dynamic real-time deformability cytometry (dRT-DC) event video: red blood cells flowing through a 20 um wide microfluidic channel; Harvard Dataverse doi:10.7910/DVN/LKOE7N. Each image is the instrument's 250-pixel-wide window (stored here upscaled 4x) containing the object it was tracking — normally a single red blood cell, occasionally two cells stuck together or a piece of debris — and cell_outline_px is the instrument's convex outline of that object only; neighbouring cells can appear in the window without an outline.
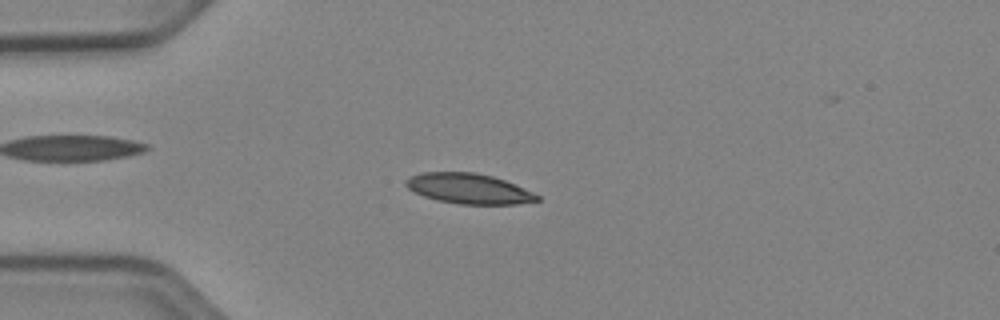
{"species": "Egyptian fruit bat (a non-hibernating species)", "species_latin": "Rousettus aegyptiacus", "temperature_condition": "cold", "stored_images_in_passage": 38, "camera_frame_rate_fps": 3000, "um_per_image_px": 0.085, "animal": {"sex": "female"}, "frame": {"image": 1, "passage_image": 3, "time_ms": 0.667, "image_size_px": [1000, 320], "cell_outline_px": [[540, 200], [516, 204], [460, 204], [436, 200], [424, 196], [408, 188], [404, 184], [404, 180], [408, 176], [420, 172], [476, 172], [492, 176], [504, 180], [532, 192], [540, 196]], "centroid_in_image_um": [39.79, 16.02], "position_along_channel_um": 45.2, "area_um2": 23.12}}
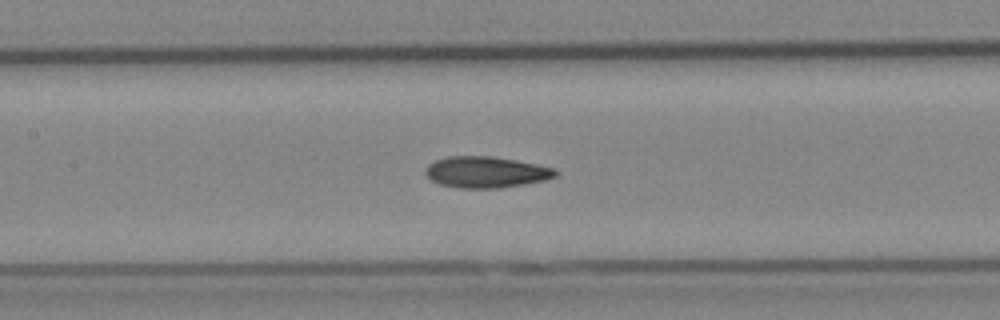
{"frame": {"image": 2, "passage_image": 14, "time_ms": 4.333, "image_size_px": [1000, 320], "cell_outline_px": [[556, 176], [544, 180], [496, 188], [464, 188], [440, 184], [432, 180], [424, 172], [428, 164], [436, 160], [448, 156], [492, 156], [516, 160], [556, 168]], "centroid_in_image_um": [41.3, 14.61], "position_along_channel_um": 166.1, "area_um2": 23.35}}
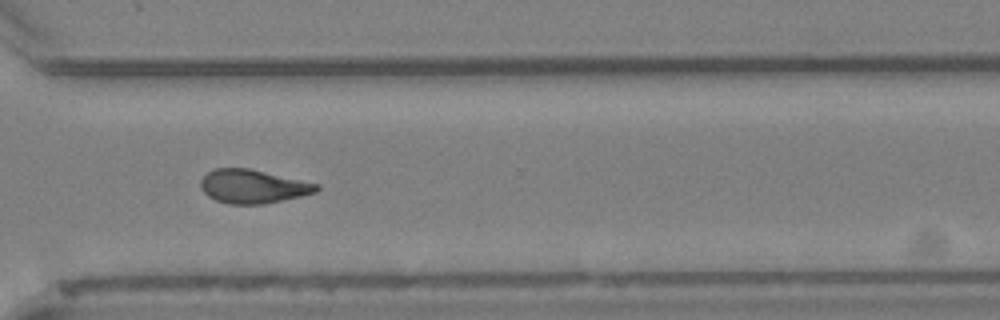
{"frame": {"image": 3, "passage_image": 28, "time_ms": 9.0, "image_size_px": [1000, 320], "cell_outline_px": [[320, 188], [316, 192], [300, 196], [264, 204], [228, 204], [216, 200], [208, 196], [200, 188], [200, 180], [208, 172], [216, 168], [248, 168], [320, 184]], "centroid_in_image_um": [21.49, 15.85], "position_along_channel_um": 349.1, "area_um2": 22.66}}